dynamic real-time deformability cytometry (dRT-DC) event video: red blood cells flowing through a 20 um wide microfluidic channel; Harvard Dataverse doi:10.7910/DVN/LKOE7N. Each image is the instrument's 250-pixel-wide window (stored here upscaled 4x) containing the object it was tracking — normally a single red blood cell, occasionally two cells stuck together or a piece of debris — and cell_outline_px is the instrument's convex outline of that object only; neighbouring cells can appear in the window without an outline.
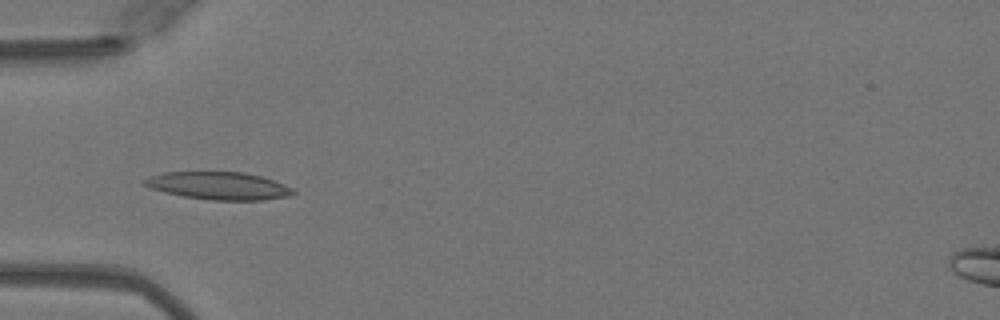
{"species": "Egyptian fruit bat (a non-hibernating species)", "species_latin": "Rousettus aegyptiacus", "temperature_condition": "warm", "stored_images_in_passage": 30, "camera_frame_rate_fps": 3000, "um_per_image_px": 0.085, "animal": {"sex": "female"}, "frame": {"image": 1, "passage_image": 1, "time_ms": 0.0, "image_size_px": [1000, 320], "cell_outline_px": [[296, 192], [288, 196], [264, 200], [208, 200], [184, 196], [164, 192], [148, 188], [140, 184], [140, 180], [148, 176], [164, 172], [244, 172], [260, 176], [284, 184], [292, 188]], "centroid_in_image_um": [18.5, 15.79], "position_along_channel_um": 66.5, "area_um2": 24.16}}
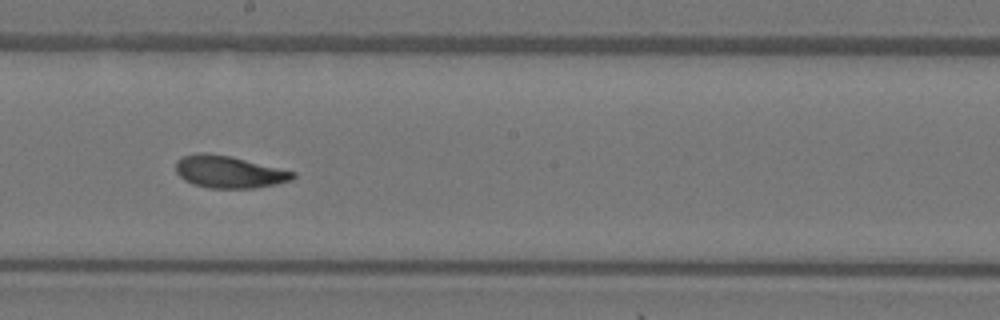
{"frame": {"image": 2, "passage_image": 13, "time_ms": 4.0, "image_size_px": [1000, 320], "cell_outline_px": [[296, 176], [292, 180], [276, 184], [256, 188], [208, 188], [192, 184], [184, 180], [176, 172], [176, 160], [184, 156], [196, 152], [204, 152], [232, 156], [296, 172]], "centroid_in_image_um": [19.46, 14.6], "position_along_channel_um": 228.7, "area_um2": 22.2}}
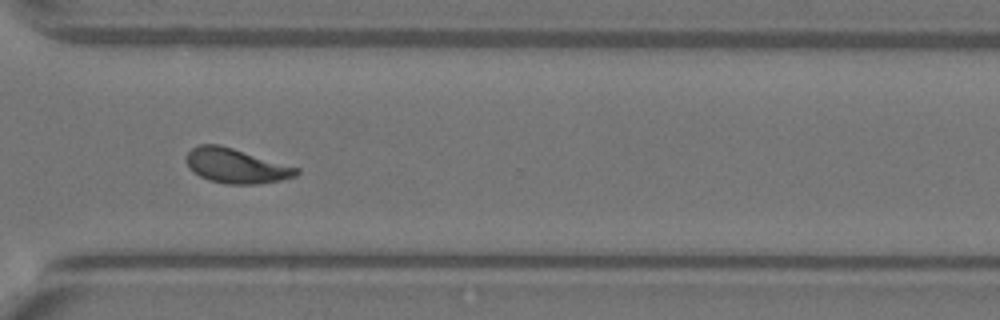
{"frame": {"image": 3, "passage_image": 22, "time_ms": 7.0, "image_size_px": [1000, 320], "cell_outline_px": [[300, 172], [296, 176], [280, 180], [256, 184], [228, 184], [208, 180], [192, 172], [188, 168], [184, 160], [188, 152], [192, 148], [200, 144], [220, 144], [300, 168]], "centroid_in_image_um": [20.04, 14.09], "position_along_channel_um": 350.6, "area_um2": 22.43}}